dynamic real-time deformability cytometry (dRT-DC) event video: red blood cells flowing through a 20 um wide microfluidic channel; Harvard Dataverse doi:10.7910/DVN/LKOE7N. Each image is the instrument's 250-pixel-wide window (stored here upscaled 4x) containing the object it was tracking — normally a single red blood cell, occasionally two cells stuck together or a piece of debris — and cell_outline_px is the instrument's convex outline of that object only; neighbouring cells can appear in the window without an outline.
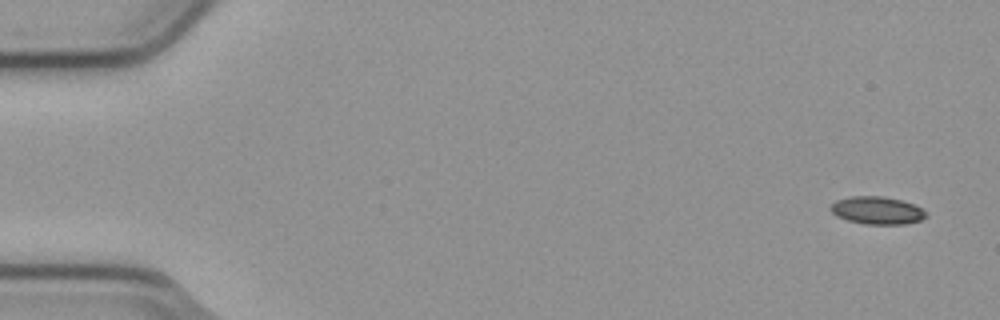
{"species": "common noctule bat (a hibernating species)", "species_latin": "Nyctalus noctula", "temperature_condition": "cold", "stored_images_in_passage": 4, "camera_frame_rate_fps": 3000, "um_per_image_px": 0.085, "animal": {"sex": "male", "body_mass_g": 23.1, "forearm_length_mm": 52.7}, "frame": {"image": 1, "passage_image": 1, "time_ms": 0.0, "image_size_px": [1000, 320], "cell_outline_px": [[928, 216], [920, 220], [904, 224], [864, 224], [848, 220], [836, 216], [828, 208], [836, 200], [852, 196], [884, 196], [900, 200], [912, 204], [928, 212]], "centroid_in_image_um": [74.54, 17.88], "position_along_channel_um": 10.5, "area_um2": 15.37}}
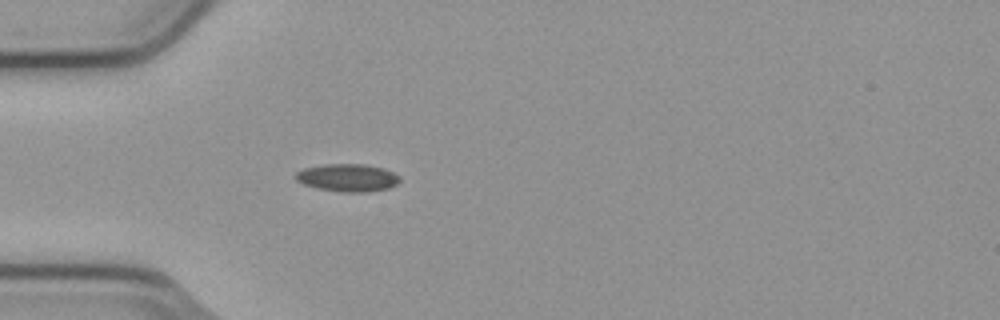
{"frame": {"image": 2, "passage_image": 4, "time_ms": 1.0, "image_size_px": [1000, 320], "cell_outline_px": [[400, 180], [396, 184], [388, 188], [368, 192], [344, 192], [316, 188], [304, 184], [296, 180], [296, 172], [304, 168], [324, 164], [364, 164], [384, 168], [400, 176]], "centroid_in_image_um": [29.55, 15.1], "position_along_channel_um": 55.4, "area_um2": 16.76}}